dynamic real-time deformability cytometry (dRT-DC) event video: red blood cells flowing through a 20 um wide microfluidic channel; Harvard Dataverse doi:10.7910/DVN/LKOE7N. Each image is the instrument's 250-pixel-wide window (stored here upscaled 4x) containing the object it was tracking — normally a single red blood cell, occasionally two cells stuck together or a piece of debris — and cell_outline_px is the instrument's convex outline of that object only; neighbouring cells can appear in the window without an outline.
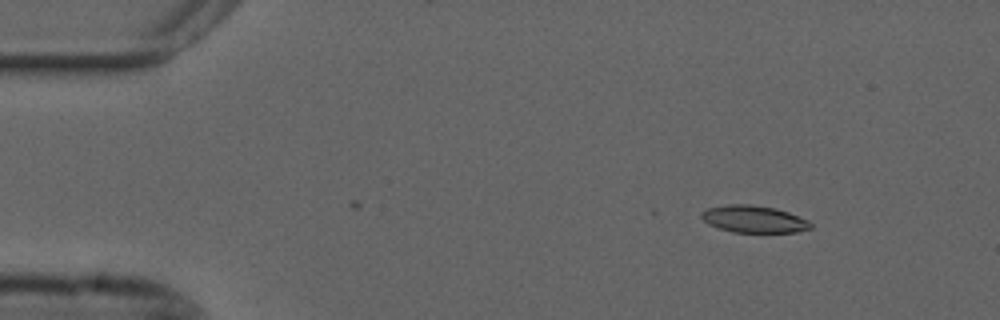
{"species": "common noctule bat (a hibernating species)", "species_latin": "Nyctalus noctula", "temperature_condition": "cold", "stored_images_in_passage": 17, "camera_frame_rate_fps": 3000, "um_per_image_px": 0.085, "animal": {"sex": "male", "forearm_length_mm": 52.5}, "frame": {"image": 1, "passage_image": 1, "time_ms": 0.0, "image_size_px": [1000, 320], "cell_outline_px": [[812, 228], [796, 232], [732, 232], [708, 224], [700, 216], [700, 212], [708, 208], [724, 204], [752, 204], [776, 208], [788, 212], [808, 220], [812, 224]], "centroid_in_image_um": [64.06, 18.61], "position_along_channel_um": 20.9, "area_um2": 17.34}}
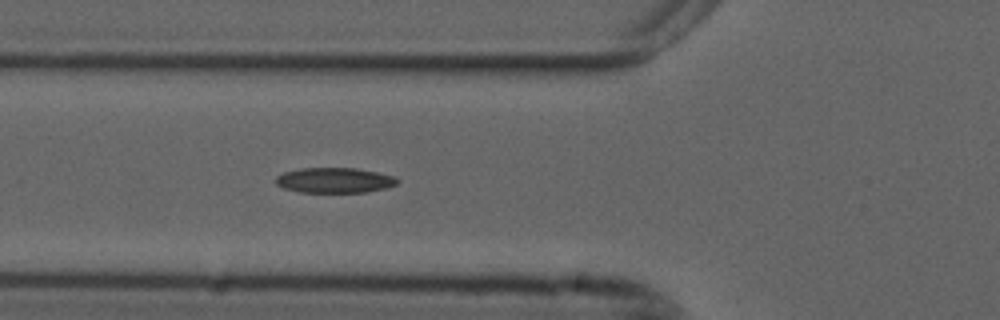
{"frame": {"image": 2, "passage_image": 14, "time_ms": 4.333, "image_size_px": [1000, 320], "cell_outline_px": [[400, 180], [396, 184], [384, 188], [368, 192], [300, 192], [284, 188], [276, 184], [276, 176], [284, 172], [300, 168], [356, 168], [396, 176]], "centroid_in_image_um": [28.44, 15.32], "position_along_channel_um": 97.4, "area_um2": 17.86}}
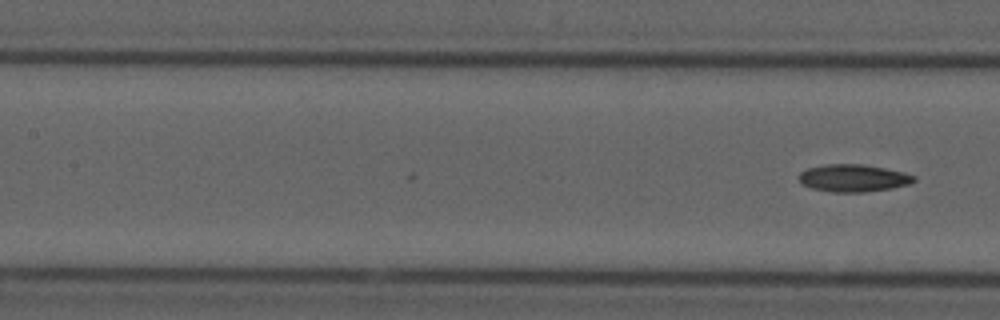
{"frame": {"image": 3, "passage_image": 17, "time_ms": 5.333, "image_size_px": [1000, 320], "cell_outline_px": [[916, 180], [908, 184], [892, 188], [864, 192], [832, 192], [812, 188], [804, 184], [800, 180], [800, 172], [808, 168], [824, 164], [860, 164], [884, 168], [904, 172], [916, 176]], "centroid_in_image_um": [72.55, 15.13], "position_along_channel_um": 134.8, "area_um2": 18.21}}